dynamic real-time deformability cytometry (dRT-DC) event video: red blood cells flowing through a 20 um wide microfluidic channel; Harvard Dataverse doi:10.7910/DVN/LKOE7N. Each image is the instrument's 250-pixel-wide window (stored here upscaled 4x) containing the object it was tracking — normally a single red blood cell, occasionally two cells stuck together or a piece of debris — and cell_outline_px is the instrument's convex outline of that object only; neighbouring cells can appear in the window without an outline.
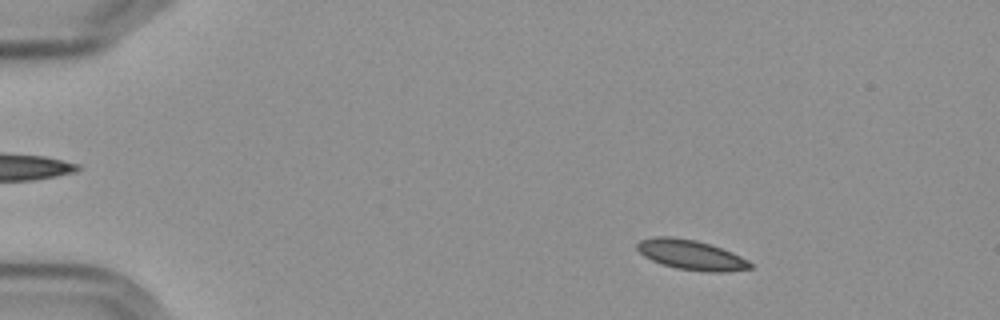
{"species": "Egyptian fruit bat (a non-hibernating species)", "species_latin": "Rousettus aegyptiacus", "temperature_condition": "cold", "stored_images_in_passage": 56, "camera_frame_rate_fps": 3000, "um_per_image_px": 0.085, "frame": {"image": 1, "passage_image": 8, "time_ms": 2.333, "image_size_px": [1000, 320], "cell_outline_px": [[752, 268], [724, 272], [712, 272], [676, 268], [652, 260], [644, 256], [636, 248], [636, 244], [640, 240], [656, 236], [672, 236], [696, 240], [712, 244], [732, 252], [748, 260], [752, 264]], "centroid_in_image_um": [58.74, 21.64], "position_along_channel_um": 26.3, "area_um2": 19.65}}
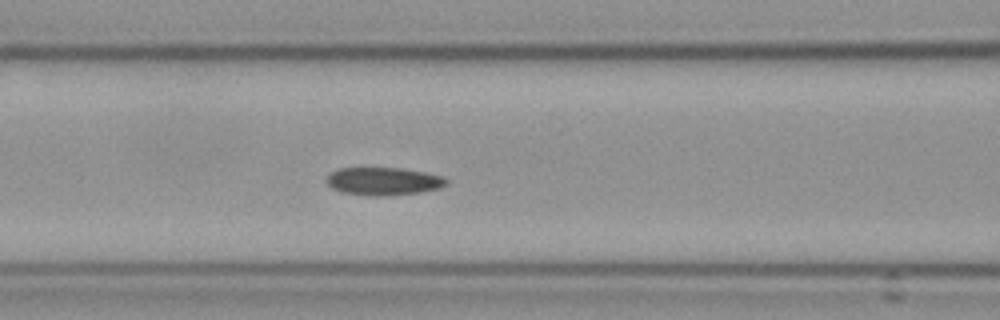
{"frame": {"image": 2, "passage_image": 24, "time_ms": 7.667, "image_size_px": [1000, 320], "cell_outline_px": [[448, 184], [440, 188], [420, 192], [376, 196], [340, 192], [332, 188], [324, 180], [332, 172], [340, 168], [404, 168], [444, 176], [448, 180]], "centroid_in_image_um": [32.61, 15.4], "position_along_channel_um": 134.0, "area_um2": 19.42}}
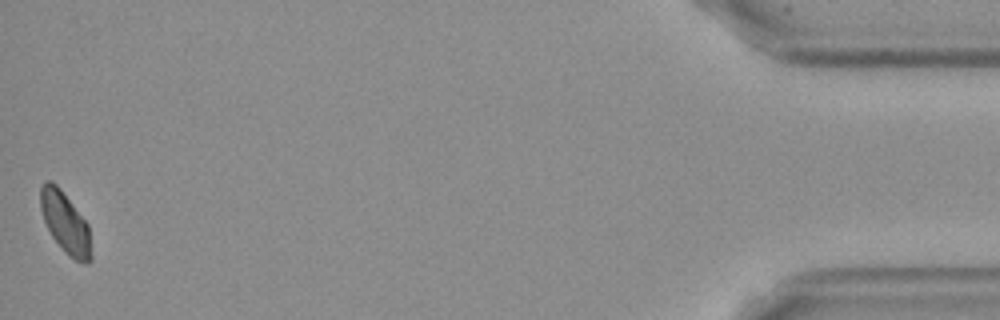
{"frame": {"image": 3, "passage_image": 56, "time_ms": 18.333, "image_size_px": [1000, 320], "cell_outline_px": [[92, 260], [88, 264], [76, 260], [68, 256], [64, 252], [52, 236], [44, 220], [40, 208], [40, 188], [44, 180], [52, 180], [60, 188], [88, 224], [92, 256]], "centroid_in_image_um": [5.55, 18.93], "position_along_channel_um": 429.7, "area_um2": 18.09}}